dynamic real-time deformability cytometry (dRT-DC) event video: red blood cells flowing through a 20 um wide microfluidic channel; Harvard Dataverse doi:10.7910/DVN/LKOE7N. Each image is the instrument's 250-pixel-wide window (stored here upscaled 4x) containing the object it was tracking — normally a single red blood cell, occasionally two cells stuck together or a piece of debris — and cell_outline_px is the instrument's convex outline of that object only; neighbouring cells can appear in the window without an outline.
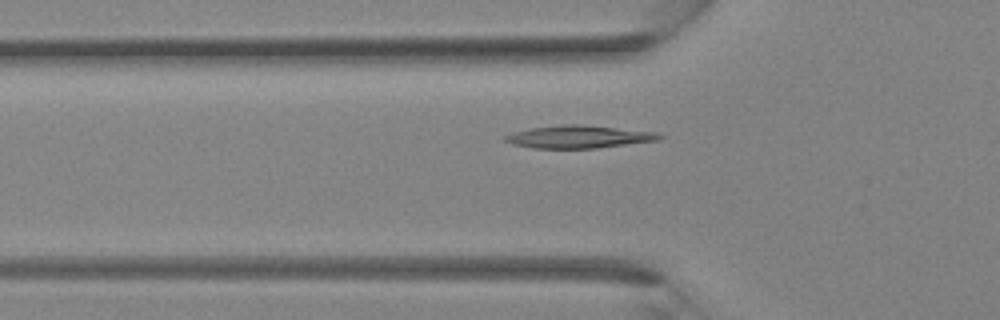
{"species": "Egyptian fruit bat (a non-hibernating species)", "species_latin": "Rousettus aegyptiacus", "temperature_condition": "room temperature", "stored_images_in_passage": 36, "camera_frame_rate_fps": 3000, "um_per_image_px": 0.085, "animal": {"sex": "female"}, "frame": {"image": 1, "passage_image": 12, "time_ms": 3.667, "image_size_px": [1000, 320], "cell_outline_px": [[664, 136], [656, 140], [596, 148], [532, 148], [512, 144], [504, 140], [504, 136], [528, 128], [564, 124], [580, 124], [656, 132]], "centroid_in_image_um": [49.15, 11.62], "position_along_channel_um": 76.6, "area_um2": 20.11}}
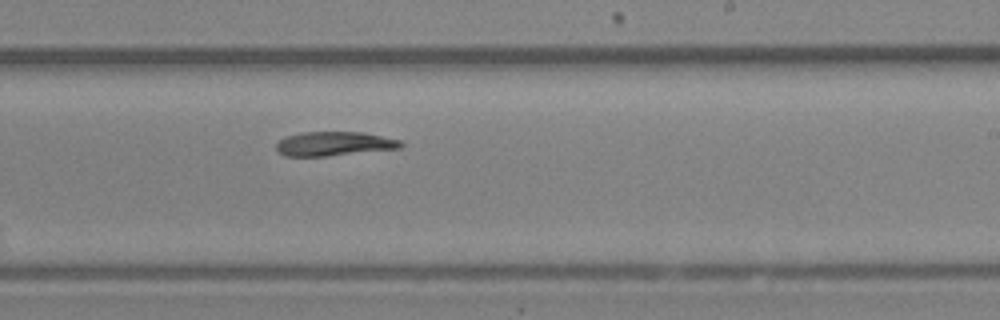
{"frame": {"image": 2, "passage_image": 22, "time_ms": 7.0, "image_size_px": [1000, 320], "cell_outline_px": [[404, 144], [400, 148], [324, 156], [284, 156], [276, 148], [276, 144], [284, 136], [300, 132], [360, 132], [400, 140]], "centroid_in_image_um": [28.35, 12.21], "position_along_channel_um": 260.6, "area_um2": 17.34}}
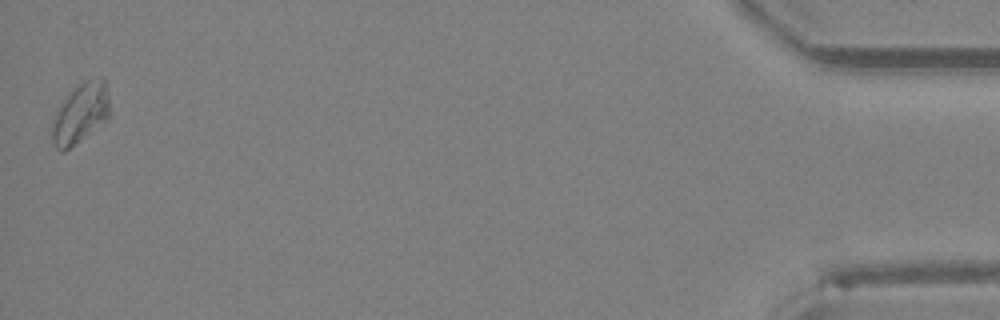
{"frame": {"image": 3, "passage_image": 36, "time_ms": 11.667, "image_size_px": [1000, 320], "cell_outline_px": [[108, 120], [64, 152], [60, 152], [52, 144], [52, 120], [56, 108], [68, 92], [84, 80], [104, 76], [108, 96]], "centroid_in_image_um": [6.81, 9.62], "position_along_channel_um": 428.4, "area_um2": 20.52}}